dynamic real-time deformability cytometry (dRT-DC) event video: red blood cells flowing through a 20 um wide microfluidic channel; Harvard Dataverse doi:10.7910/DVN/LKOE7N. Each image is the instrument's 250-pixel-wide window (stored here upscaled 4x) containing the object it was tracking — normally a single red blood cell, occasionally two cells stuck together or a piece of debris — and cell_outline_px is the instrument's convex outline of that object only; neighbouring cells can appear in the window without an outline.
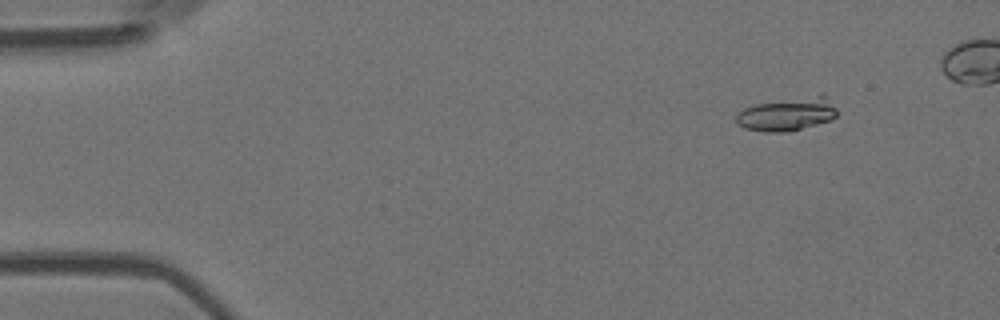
{"species": "Egyptian fruit bat (a non-hibernating species)", "species_latin": "Rousettus aegyptiacus", "temperature_condition": "room temperature", "stored_images_in_passage": 21, "camera_frame_rate_fps": 3000, "um_per_image_px": 0.085, "animal": {"sex": "female"}, "frame": {"image": 1, "passage_image": 6, "time_ms": 1.667, "image_size_px": [1000, 320], "cell_outline_px": [[836, 116], [832, 120], [784, 132], [768, 132], [744, 128], [736, 124], [736, 116], [744, 108], [752, 104], [820, 92], [824, 92], [836, 108]], "centroid_in_image_um": [66.94, 9.64], "position_along_channel_um": 18.1, "area_um2": 20.11}}
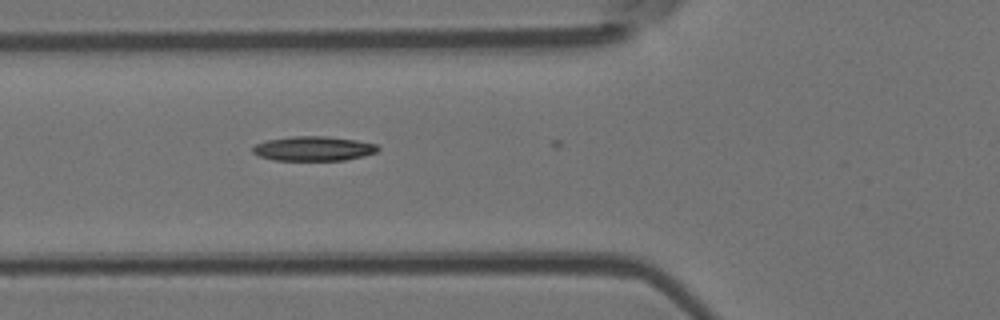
{"frame": {"image": 2, "passage_image": 20, "time_ms": 6.333, "image_size_px": [1000, 320], "cell_outline_px": [[380, 148], [376, 152], [364, 156], [344, 160], [272, 160], [260, 156], [252, 152], [252, 148], [256, 144], [268, 140], [292, 136], [328, 136], [356, 140], [376, 144]], "centroid_in_image_um": [26.66, 12.63], "position_along_channel_um": 99.1, "area_um2": 17.86}}